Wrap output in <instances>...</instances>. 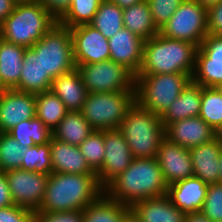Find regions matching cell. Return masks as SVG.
Segmentation results:
<instances>
[{
  "instance_id": "6da1fadb",
  "label": "cell",
  "mask_w": 222,
  "mask_h": 222,
  "mask_svg": "<svg viewBox=\"0 0 222 222\" xmlns=\"http://www.w3.org/2000/svg\"><path fill=\"white\" fill-rule=\"evenodd\" d=\"M167 188L157 158H134L130 166L104 188V194L131 207L138 201L166 195Z\"/></svg>"
},
{
  "instance_id": "7a4b0ae2",
  "label": "cell",
  "mask_w": 222,
  "mask_h": 222,
  "mask_svg": "<svg viewBox=\"0 0 222 222\" xmlns=\"http://www.w3.org/2000/svg\"><path fill=\"white\" fill-rule=\"evenodd\" d=\"M103 193L96 174L52 172L46 184L44 199L36 212L83 210Z\"/></svg>"
},
{
  "instance_id": "3957f363",
  "label": "cell",
  "mask_w": 222,
  "mask_h": 222,
  "mask_svg": "<svg viewBox=\"0 0 222 222\" xmlns=\"http://www.w3.org/2000/svg\"><path fill=\"white\" fill-rule=\"evenodd\" d=\"M197 49L195 44L158 33L144 42L143 60L137 75L181 73L192 78Z\"/></svg>"
},
{
  "instance_id": "277c9868",
  "label": "cell",
  "mask_w": 222,
  "mask_h": 222,
  "mask_svg": "<svg viewBox=\"0 0 222 222\" xmlns=\"http://www.w3.org/2000/svg\"><path fill=\"white\" fill-rule=\"evenodd\" d=\"M58 20L38 1L19 2L0 25V37L7 42L31 48Z\"/></svg>"
},
{
  "instance_id": "5b68a950",
  "label": "cell",
  "mask_w": 222,
  "mask_h": 222,
  "mask_svg": "<svg viewBox=\"0 0 222 222\" xmlns=\"http://www.w3.org/2000/svg\"><path fill=\"white\" fill-rule=\"evenodd\" d=\"M118 130L134 158H157L165 127L159 115L142 108L136 101L128 109Z\"/></svg>"
},
{
  "instance_id": "8992f818",
  "label": "cell",
  "mask_w": 222,
  "mask_h": 222,
  "mask_svg": "<svg viewBox=\"0 0 222 222\" xmlns=\"http://www.w3.org/2000/svg\"><path fill=\"white\" fill-rule=\"evenodd\" d=\"M191 80L189 75L181 73L137 75L135 101L161 116Z\"/></svg>"
},
{
  "instance_id": "52a82bcc",
  "label": "cell",
  "mask_w": 222,
  "mask_h": 222,
  "mask_svg": "<svg viewBox=\"0 0 222 222\" xmlns=\"http://www.w3.org/2000/svg\"><path fill=\"white\" fill-rule=\"evenodd\" d=\"M135 103V91L88 93L81 114L94 130L118 129Z\"/></svg>"
},
{
  "instance_id": "ba28073f",
  "label": "cell",
  "mask_w": 222,
  "mask_h": 222,
  "mask_svg": "<svg viewBox=\"0 0 222 222\" xmlns=\"http://www.w3.org/2000/svg\"><path fill=\"white\" fill-rule=\"evenodd\" d=\"M31 49L41 57L43 71L52 79L76 68L70 28L56 23Z\"/></svg>"
},
{
  "instance_id": "9c48e42d",
  "label": "cell",
  "mask_w": 222,
  "mask_h": 222,
  "mask_svg": "<svg viewBox=\"0 0 222 222\" xmlns=\"http://www.w3.org/2000/svg\"><path fill=\"white\" fill-rule=\"evenodd\" d=\"M207 10L195 0H184L159 29L162 36L187 41L197 47L208 34Z\"/></svg>"
},
{
  "instance_id": "30bf717a",
  "label": "cell",
  "mask_w": 222,
  "mask_h": 222,
  "mask_svg": "<svg viewBox=\"0 0 222 222\" xmlns=\"http://www.w3.org/2000/svg\"><path fill=\"white\" fill-rule=\"evenodd\" d=\"M88 93L135 91L136 76L113 60L76 64Z\"/></svg>"
},
{
  "instance_id": "8fae6325",
  "label": "cell",
  "mask_w": 222,
  "mask_h": 222,
  "mask_svg": "<svg viewBox=\"0 0 222 222\" xmlns=\"http://www.w3.org/2000/svg\"><path fill=\"white\" fill-rule=\"evenodd\" d=\"M14 205L36 212L44 199L49 175L23 169L5 172Z\"/></svg>"
},
{
  "instance_id": "7c38bea8",
  "label": "cell",
  "mask_w": 222,
  "mask_h": 222,
  "mask_svg": "<svg viewBox=\"0 0 222 222\" xmlns=\"http://www.w3.org/2000/svg\"><path fill=\"white\" fill-rule=\"evenodd\" d=\"M192 81L202 87L222 88V35L207 34L197 49Z\"/></svg>"
},
{
  "instance_id": "4fadbf2b",
  "label": "cell",
  "mask_w": 222,
  "mask_h": 222,
  "mask_svg": "<svg viewBox=\"0 0 222 222\" xmlns=\"http://www.w3.org/2000/svg\"><path fill=\"white\" fill-rule=\"evenodd\" d=\"M104 148L103 164L96 173L103 189L123 173L134 159L126 139L118 129L104 130Z\"/></svg>"
},
{
  "instance_id": "5bb4252c",
  "label": "cell",
  "mask_w": 222,
  "mask_h": 222,
  "mask_svg": "<svg viewBox=\"0 0 222 222\" xmlns=\"http://www.w3.org/2000/svg\"><path fill=\"white\" fill-rule=\"evenodd\" d=\"M75 64L110 60L108 39L90 24L70 28Z\"/></svg>"
},
{
  "instance_id": "9a60e30c",
  "label": "cell",
  "mask_w": 222,
  "mask_h": 222,
  "mask_svg": "<svg viewBox=\"0 0 222 222\" xmlns=\"http://www.w3.org/2000/svg\"><path fill=\"white\" fill-rule=\"evenodd\" d=\"M36 115V94L16 89L0 93V133L8 132L20 122Z\"/></svg>"
},
{
  "instance_id": "2e32d148",
  "label": "cell",
  "mask_w": 222,
  "mask_h": 222,
  "mask_svg": "<svg viewBox=\"0 0 222 222\" xmlns=\"http://www.w3.org/2000/svg\"><path fill=\"white\" fill-rule=\"evenodd\" d=\"M157 159L167 185L194 176L189 149L169 141H161Z\"/></svg>"
},
{
  "instance_id": "e0dca14e",
  "label": "cell",
  "mask_w": 222,
  "mask_h": 222,
  "mask_svg": "<svg viewBox=\"0 0 222 222\" xmlns=\"http://www.w3.org/2000/svg\"><path fill=\"white\" fill-rule=\"evenodd\" d=\"M144 40L122 28L108 39L110 60L115 61L137 76L143 60Z\"/></svg>"
},
{
  "instance_id": "ac0fdd59",
  "label": "cell",
  "mask_w": 222,
  "mask_h": 222,
  "mask_svg": "<svg viewBox=\"0 0 222 222\" xmlns=\"http://www.w3.org/2000/svg\"><path fill=\"white\" fill-rule=\"evenodd\" d=\"M165 137L186 149L215 139V131L199 116L177 120L165 127Z\"/></svg>"
},
{
  "instance_id": "d6986e66",
  "label": "cell",
  "mask_w": 222,
  "mask_h": 222,
  "mask_svg": "<svg viewBox=\"0 0 222 222\" xmlns=\"http://www.w3.org/2000/svg\"><path fill=\"white\" fill-rule=\"evenodd\" d=\"M208 184L192 176L185 180L168 185L167 197L183 213L200 212L206 198Z\"/></svg>"
},
{
  "instance_id": "ffe728a7",
  "label": "cell",
  "mask_w": 222,
  "mask_h": 222,
  "mask_svg": "<svg viewBox=\"0 0 222 222\" xmlns=\"http://www.w3.org/2000/svg\"><path fill=\"white\" fill-rule=\"evenodd\" d=\"M130 210L141 222H185L186 214L174 206L167 195L134 203Z\"/></svg>"
},
{
  "instance_id": "44dd1931",
  "label": "cell",
  "mask_w": 222,
  "mask_h": 222,
  "mask_svg": "<svg viewBox=\"0 0 222 222\" xmlns=\"http://www.w3.org/2000/svg\"><path fill=\"white\" fill-rule=\"evenodd\" d=\"M50 154L53 172L69 174H96L88 165L78 146L51 137Z\"/></svg>"
},
{
  "instance_id": "7402d4cb",
  "label": "cell",
  "mask_w": 222,
  "mask_h": 222,
  "mask_svg": "<svg viewBox=\"0 0 222 222\" xmlns=\"http://www.w3.org/2000/svg\"><path fill=\"white\" fill-rule=\"evenodd\" d=\"M222 145L213 139L189 149L194 176L207 184L219 183V155Z\"/></svg>"
},
{
  "instance_id": "603a6c76",
  "label": "cell",
  "mask_w": 222,
  "mask_h": 222,
  "mask_svg": "<svg viewBox=\"0 0 222 222\" xmlns=\"http://www.w3.org/2000/svg\"><path fill=\"white\" fill-rule=\"evenodd\" d=\"M201 99L202 86L191 80L182 90L179 97H177L160 116L163 126L166 127L168 124L177 120L199 116Z\"/></svg>"
},
{
  "instance_id": "cb8c5ba5",
  "label": "cell",
  "mask_w": 222,
  "mask_h": 222,
  "mask_svg": "<svg viewBox=\"0 0 222 222\" xmlns=\"http://www.w3.org/2000/svg\"><path fill=\"white\" fill-rule=\"evenodd\" d=\"M52 82L53 79L43 71L41 57L31 48H26L19 80V91L39 94L50 91Z\"/></svg>"
},
{
  "instance_id": "d4e9b609",
  "label": "cell",
  "mask_w": 222,
  "mask_h": 222,
  "mask_svg": "<svg viewBox=\"0 0 222 222\" xmlns=\"http://www.w3.org/2000/svg\"><path fill=\"white\" fill-rule=\"evenodd\" d=\"M51 91L62 100L68 111H81L88 95L77 68L53 79Z\"/></svg>"
},
{
  "instance_id": "484cf974",
  "label": "cell",
  "mask_w": 222,
  "mask_h": 222,
  "mask_svg": "<svg viewBox=\"0 0 222 222\" xmlns=\"http://www.w3.org/2000/svg\"><path fill=\"white\" fill-rule=\"evenodd\" d=\"M25 49L0 37V77L6 89L19 90Z\"/></svg>"
},
{
  "instance_id": "4316f807",
  "label": "cell",
  "mask_w": 222,
  "mask_h": 222,
  "mask_svg": "<svg viewBox=\"0 0 222 222\" xmlns=\"http://www.w3.org/2000/svg\"><path fill=\"white\" fill-rule=\"evenodd\" d=\"M123 27L136 34L144 41L159 33L146 0L123 9Z\"/></svg>"
},
{
  "instance_id": "83f0119b",
  "label": "cell",
  "mask_w": 222,
  "mask_h": 222,
  "mask_svg": "<svg viewBox=\"0 0 222 222\" xmlns=\"http://www.w3.org/2000/svg\"><path fill=\"white\" fill-rule=\"evenodd\" d=\"M93 130L81 111H68L52 131V137L58 141L79 146Z\"/></svg>"
},
{
  "instance_id": "f1b7e54d",
  "label": "cell",
  "mask_w": 222,
  "mask_h": 222,
  "mask_svg": "<svg viewBox=\"0 0 222 222\" xmlns=\"http://www.w3.org/2000/svg\"><path fill=\"white\" fill-rule=\"evenodd\" d=\"M130 207L108 198L104 193L82 210L84 222H123Z\"/></svg>"
},
{
  "instance_id": "f546056e",
  "label": "cell",
  "mask_w": 222,
  "mask_h": 222,
  "mask_svg": "<svg viewBox=\"0 0 222 222\" xmlns=\"http://www.w3.org/2000/svg\"><path fill=\"white\" fill-rule=\"evenodd\" d=\"M7 133L25 147L45 144L52 137V131L36 116L20 122Z\"/></svg>"
},
{
  "instance_id": "4dcf8cb0",
  "label": "cell",
  "mask_w": 222,
  "mask_h": 222,
  "mask_svg": "<svg viewBox=\"0 0 222 222\" xmlns=\"http://www.w3.org/2000/svg\"><path fill=\"white\" fill-rule=\"evenodd\" d=\"M68 110L62 100L51 90L36 94V117L53 131Z\"/></svg>"
},
{
  "instance_id": "1f68e13d",
  "label": "cell",
  "mask_w": 222,
  "mask_h": 222,
  "mask_svg": "<svg viewBox=\"0 0 222 222\" xmlns=\"http://www.w3.org/2000/svg\"><path fill=\"white\" fill-rule=\"evenodd\" d=\"M123 9L111 0H102L93 20L89 23L107 39L123 28Z\"/></svg>"
},
{
  "instance_id": "d6a6232c",
  "label": "cell",
  "mask_w": 222,
  "mask_h": 222,
  "mask_svg": "<svg viewBox=\"0 0 222 222\" xmlns=\"http://www.w3.org/2000/svg\"><path fill=\"white\" fill-rule=\"evenodd\" d=\"M199 117L214 131L222 125V88L202 87Z\"/></svg>"
},
{
  "instance_id": "836d02e7",
  "label": "cell",
  "mask_w": 222,
  "mask_h": 222,
  "mask_svg": "<svg viewBox=\"0 0 222 222\" xmlns=\"http://www.w3.org/2000/svg\"><path fill=\"white\" fill-rule=\"evenodd\" d=\"M102 0H72L66 13L58 20L62 26L72 28L89 24L97 12Z\"/></svg>"
},
{
  "instance_id": "e575fe53",
  "label": "cell",
  "mask_w": 222,
  "mask_h": 222,
  "mask_svg": "<svg viewBox=\"0 0 222 222\" xmlns=\"http://www.w3.org/2000/svg\"><path fill=\"white\" fill-rule=\"evenodd\" d=\"M27 147L22 146L7 132L0 133V171L7 172L21 168Z\"/></svg>"
},
{
  "instance_id": "d590c367",
  "label": "cell",
  "mask_w": 222,
  "mask_h": 222,
  "mask_svg": "<svg viewBox=\"0 0 222 222\" xmlns=\"http://www.w3.org/2000/svg\"><path fill=\"white\" fill-rule=\"evenodd\" d=\"M20 169L50 175L53 172L50 141L45 144L27 147Z\"/></svg>"
},
{
  "instance_id": "8d00e7d4",
  "label": "cell",
  "mask_w": 222,
  "mask_h": 222,
  "mask_svg": "<svg viewBox=\"0 0 222 222\" xmlns=\"http://www.w3.org/2000/svg\"><path fill=\"white\" fill-rule=\"evenodd\" d=\"M90 168L97 173L104 160V130H93L78 146Z\"/></svg>"
},
{
  "instance_id": "74e56055",
  "label": "cell",
  "mask_w": 222,
  "mask_h": 222,
  "mask_svg": "<svg viewBox=\"0 0 222 222\" xmlns=\"http://www.w3.org/2000/svg\"><path fill=\"white\" fill-rule=\"evenodd\" d=\"M200 212L212 222H222V183L208 184Z\"/></svg>"
},
{
  "instance_id": "f35d334b",
  "label": "cell",
  "mask_w": 222,
  "mask_h": 222,
  "mask_svg": "<svg viewBox=\"0 0 222 222\" xmlns=\"http://www.w3.org/2000/svg\"><path fill=\"white\" fill-rule=\"evenodd\" d=\"M158 29L170 19L184 0H146Z\"/></svg>"
},
{
  "instance_id": "ab89813d",
  "label": "cell",
  "mask_w": 222,
  "mask_h": 222,
  "mask_svg": "<svg viewBox=\"0 0 222 222\" xmlns=\"http://www.w3.org/2000/svg\"><path fill=\"white\" fill-rule=\"evenodd\" d=\"M34 222H84V216L82 210L35 212Z\"/></svg>"
},
{
  "instance_id": "60d3db41",
  "label": "cell",
  "mask_w": 222,
  "mask_h": 222,
  "mask_svg": "<svg viewBox=\"0 0 222 222\" xmlns=\"http://www.w3.org/2000/svg\"><path fill=\"white\" fill-rule=\"evenodd\" d=\"M35 212L17 205L0 208V222H34Z\"/></svg>"
},
{
  "instance_id": "b9f144b4",
  "label": "cell",
  "mask_w": 222,
  "mask_h": 222,
  "mask_svg": "<svg viewBox=\"0 0 222 222\" xmlns=\"http://www.w3.org/2000/svg\"><path fill=\"white\" fill-rule=\"evenodd\" d=\"M208 33L222 35V1L207 11Z\"/></svg>"
},
{
  "instance_id": "7bdbcfd3",
  "label": "cell",
  "mask_w": 222,
  "mask_h": 222,
  "mask_svg": "<svg viewBox=\"0 0 222 222\" xmlns=\"http://www.w3.org/2000/svg\"><path fill=\"white\" fill-rule=\"evenodd\" d=\"M57 20L69 9L72 0H38Z\"/></svg>"
},
{
  "instance_id": "ee69618b",
  "label": "cell",
  "mask_w": 222,
  "mask_h": 222,
  "mask_svg": "<svg viewBox=\"0 0 222 222\" xmlns=\"http://www.w3.org/2000/svg\"><path fill=\"white\" fill-rule=\"evenodd\" d=\"M14 205L5 173L0 171V208Z\"/></svg>"
},
{
  "instance_id": "f6af8a7d",
  "label": "cell",
  "mask_w": 222,
  "mask_h": 222,
  "mask_svg": "<svg viewBox=\"0 0 222 222\" xmlns=\"http://www.w3.org/2000/svg\"><path fill=\"white\" fill-rule=\"evenodd\" d=\"M16 0H0V25L15 10Z\"/></svg>"
},
{
  "instance_id": "bcb514c9",
  "label": "cell",
  "mask_w": 222,
  "mask_h": 222,
  "mask_svg": "<svg viewBox=\"0 0 222 222\" xmlns=\"http://www.w3.org/2000/svg\"><path fill=\"white\" fill-rule=\"evenodd\" d=\"M185 222H212V221H210L201 212H195L192 214H187L185 218Z\"/></svg>"
},
{
  "instance_id": "7dc6e473",
  "label": "cell",
  "mask_w": 222,
  "mask_h": 222,
  "mask_svg": "<svg viewBox=\"0 0 222 222\" xmlns=\"http://www.w3.org/2000/svg\"><path fill=\"white\" fill-rule=\"evenodd\" d=\"M113 3L118 5L120 8H128L131 7L132 5H135L136 3H139L143 0H111Z\"/></svg>"
},
{
  "instance_id": "c3c4849f",
  "label": "cell",
  "mask_w": 222,
  "mask_h": 222,
  "mask_svg": "<svg viewBox=\"0 0 222 222\" xmlns=\"http://www.w3.org/2000/svg\"><path fill=\"white\" fill-rule=\"evenodd\" d=\"M201 4L207 11L212 8L213 6L217 5L222 0H195Z\"/></svg>"
},
{
  "instance_id": "681fc988",
  "label": "cell",
  "mask_w": 222,
  "mask_h": 222,
  "mask_svg": "<svg viewBox=\"0 0 222 222\" xmlns=\"http://www.w3.org/2000/svg\"><path fill=\"white\" fill-rule=\"evenodd\" d=\"M123 222H141V221L135 216V214L132 211H130L126 215V217H125Z\"/></svg>"
},
{
  "instance_id": "f907efd6",
  "label": "cell",
  "mask_w": 222,
  "mask_h": 222,
  "mask_svg": "<svg viewBox=\"0 0 222 222\" xmlns=\"http://www.w3.org/2000/svg\"><path fill=\"white\" fill-rule=\"evenodd\" d=\"M215 139L222 145V125L215 130Z\"/></svg>"
},
{
  "instance_id": "816d5d0a",
  "label": "cell",
  "mask_w": 222,
  "mask_h": 222,
  "mask_svg": "<svg viewBox=\"0 0 222 222\" xmlns=\"http://www.w3.org/2000/svg\"><path fill=\"white\" fill-rule=\"evenodd\" d=\"M219 183H222V149L219 155Z\"/></svg>"
},
{
  "instance_id": "f5cc1de1",
  "label": "cell",
  "mask_w": 222,
  "mask_h": 222,
  "mask_svg": "<svg viewBox=\"0 0 222 222\" xmlns=\"http://www.w3.org/2000/svg\"><path fill=\"white\" fill-rule=\"evenodd\" d=\"M6 88L4 87V85L2 84V80H1V77H0V93L2 91H4Z\"/></svg>"
},
{
  "instance_id": "db71d44e",
  "label": "cell",
  "mask_w": 222,
  "mask_h": 222,
  "mask_svg": "<svg viewBox=\"0 0 222 222\" xmlns=\"http://www.w3.org/2000/svg\"><path fill=\"white\" fill-rule=\"evenodd\" d=\"M16 1L19 3V2H35L38 0H16Z\"/></svg>"
}]
</instances>
